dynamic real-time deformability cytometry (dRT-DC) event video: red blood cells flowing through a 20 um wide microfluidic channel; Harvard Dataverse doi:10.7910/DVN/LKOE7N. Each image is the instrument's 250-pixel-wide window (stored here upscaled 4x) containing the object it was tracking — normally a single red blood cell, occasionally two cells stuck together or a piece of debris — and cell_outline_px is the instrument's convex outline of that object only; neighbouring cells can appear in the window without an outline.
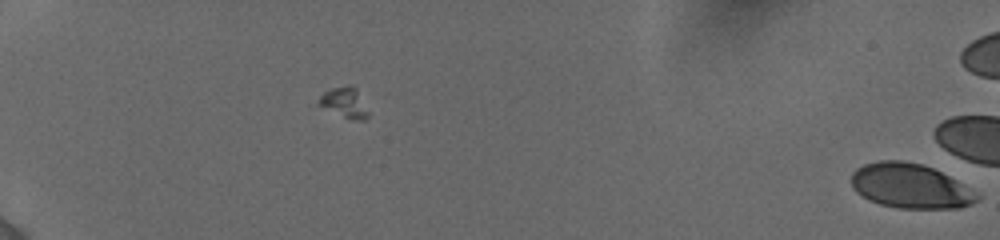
{"species": "human", "species_latin": "Homo sapiens", "temperature_condition": "cold", "stored_images_in_passage": 21, "camera_frame_rate_fps": 3000, "um_per_image_px": 0.085, "donor": {"sex": "female"}, "frame": {"image": 1, "passage_image": 21, "time_ms": 5.0, "image_size_px": [1000, 240], "cell_outline_px": [[980, 196], [972, 204], [960, 208], [896, 208], [880, 204], [868, 200], [856, 192], [852, 188], [852, 172], [856, 168], [864, 164], [880, 160], [904, 160], [924, 164], [956, 180]], "centroid_in_image_um": [77.33, 15.8], "position_along_channel_um": 7.7, "area_um2": 32.66}}